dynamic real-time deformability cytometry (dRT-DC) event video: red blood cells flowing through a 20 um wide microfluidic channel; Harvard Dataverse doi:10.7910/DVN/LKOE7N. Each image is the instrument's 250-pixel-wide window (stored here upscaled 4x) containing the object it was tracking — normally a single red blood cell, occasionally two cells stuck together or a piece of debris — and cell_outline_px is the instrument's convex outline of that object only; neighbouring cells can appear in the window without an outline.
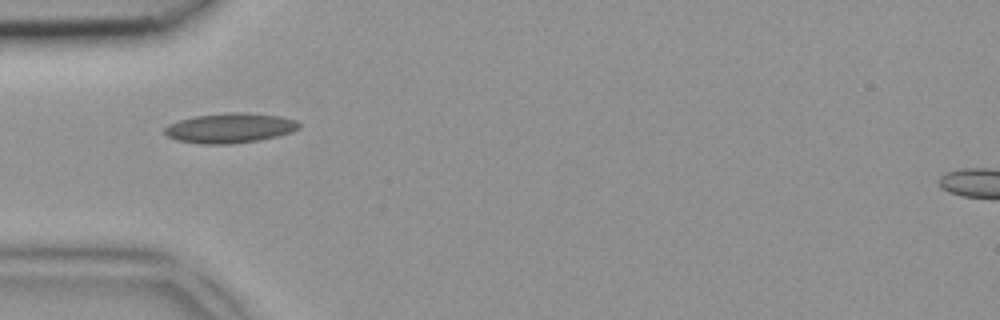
{"species": "common noctule bat (a hibernating species)", "species_latin": "Nyctalus noctula", "temperature_condition": "room temperature", "stored_images_in_passage": 4, "camera_frame_rate_fps": 3000, "um_per_image_px": 0.085, "animal": {"sex": "female", "body_mass_g": 18.4}, "frame": {"image": 1, "passage_image": 3, "time_ms": 0.667, "image_size_px": [1000, 320], "cell_outline_px": [[300, 128], [292, 132], [260, 140], [228, 144], [200, 144], [176, 140], [168, 136], [164, 132], [164, 128], [168, 124], [180, 120], [196, 116], [232, 112], [244, 112], [280, 116], [296, 120], [300, 124]], "centroid_in_image_um": [19.55, 10.88], "position_along_channel_um": 65.4, "area_um2": 23.35}}